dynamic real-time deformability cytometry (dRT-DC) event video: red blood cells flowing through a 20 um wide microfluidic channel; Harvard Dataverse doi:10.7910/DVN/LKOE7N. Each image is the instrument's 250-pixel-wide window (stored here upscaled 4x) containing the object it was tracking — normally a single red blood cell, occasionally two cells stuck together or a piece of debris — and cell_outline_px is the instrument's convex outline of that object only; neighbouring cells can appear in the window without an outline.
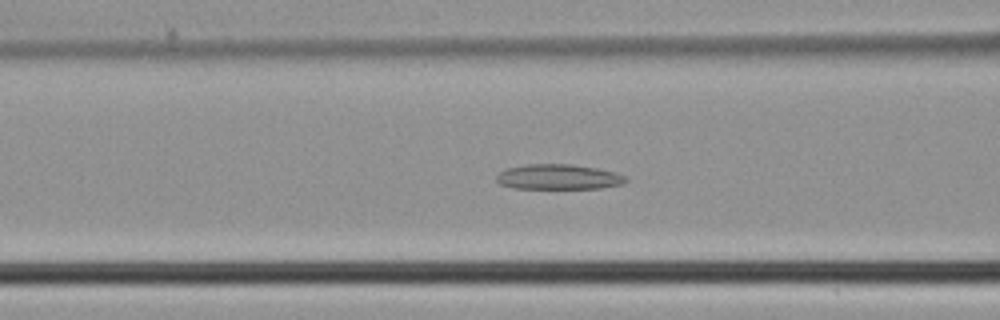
{"species": "common noctule bat (a hibernating species)", "species_latin": "Nyctalus noctula", "temperature_condition": "cold", "stored_images_in_passage": 37, "camera_frame_rate_fps": 3000, "um_per_image_px": 0.085, "animal": {"sex": "male", "body_mass_g": 21.5, "forearm_length_mm": 52.0}, "frame": {"image": 1, "passage_image": 9, "time_ms": 2.667, "image_size_px": [1000, 320], "cell_outline_px": [[628, 180], [624, 184], [600, 188], [512, 188], [500, 184], [496, 180], [496, 176], [500, 172], [508, 168], [528, 164], [572, 164], [596, 168], [616, 172], [624, 176]], "centroid_in_image_um": [47.48, 15.04], "position_along_channel_um": 119.1, "area_um2": 18.9}}
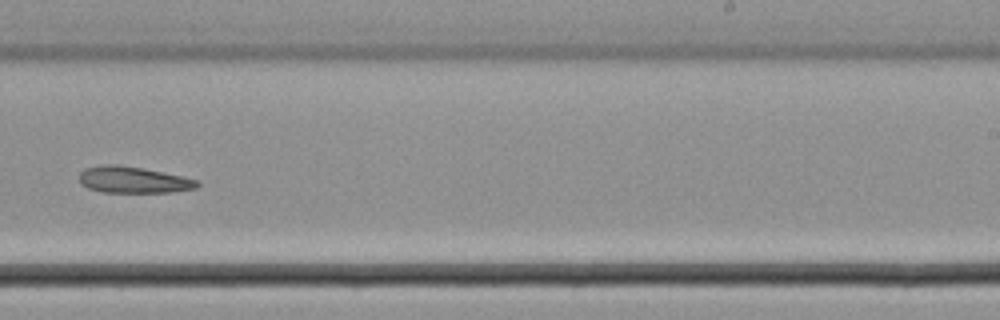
{"frame": {"image": 2, "passage_image": 20, "time_ms": 6.333, "image_size_px": [1000, 320], "cell_outline_px": [[200, 184], [196, 188], [172, 192], [100, 192], [88, 188], [80, 184], [80, 172], [84, 168], [104, 164], [116, 164], [140, 168], [200, 180]], "centroid_in_image_um": [11.3, 15.29], "position_along_channel_um": 277.7, "area_um2": 18.09}}
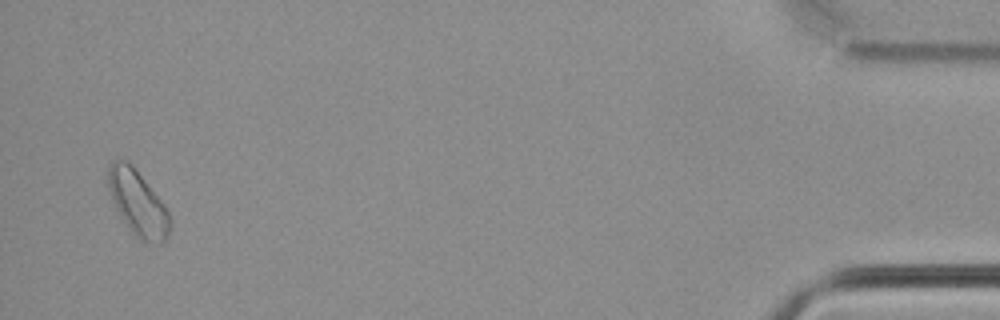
{"frame": {"image": 3, "passage_image": 36, "time_ms": 11.667, "image_size_px": [1000, 320], "cell_outline_px": [[172, 228], [168, 236], [160, 244], [144, 244], [128, 228], [116, 208], [112, 200], [108, 184], [108, 168], [112, 160], [128, 160], [132, 164], [164, 204], [172, 220]], "centroid_in_image_um": [11.75, 17.3], "position_along_channel_um": 423.5, "area_um2": 23.7}}